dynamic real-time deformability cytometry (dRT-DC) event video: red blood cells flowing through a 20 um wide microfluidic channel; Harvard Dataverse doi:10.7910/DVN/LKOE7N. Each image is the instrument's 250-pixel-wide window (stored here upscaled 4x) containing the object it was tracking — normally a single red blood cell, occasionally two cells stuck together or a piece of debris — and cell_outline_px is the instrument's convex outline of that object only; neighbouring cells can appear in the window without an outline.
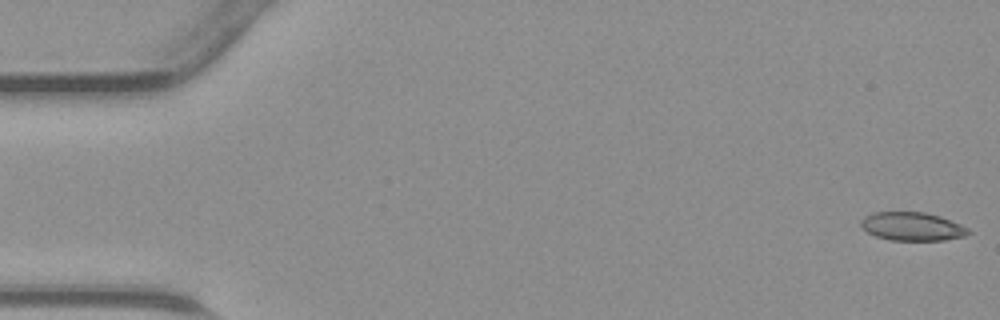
{"species": "common noctule bat (a hibernating species)", "species_latin": "Nyctalus noctula", "temperature_condition": "warm", "stored_images_in_passage": 45, "camera_frame_rate_fps": 3000, "um_per_image_px": 0.085, "animal": {"sex": "male", "body_mass_g": 23.1, "forearm_length_mm": 52.7}, "frame": {"image": 1, "passage_image": 1, "time_ms": 0.0, "image_size_px": [1000, 320], "cell_outline_px": [[972, 232], [964, 236], [944, 240], [888, 240], [876, 236], [868, 232], [860, 224], [860, 220], [864, 216], [872, 212], [924, 212], [940, 216], [960, 224], [968, 228]], "centroid_in_image_um": [77.53, 19.24], "position_along_channel_um": 7.5, "area_um2": 17.8}}
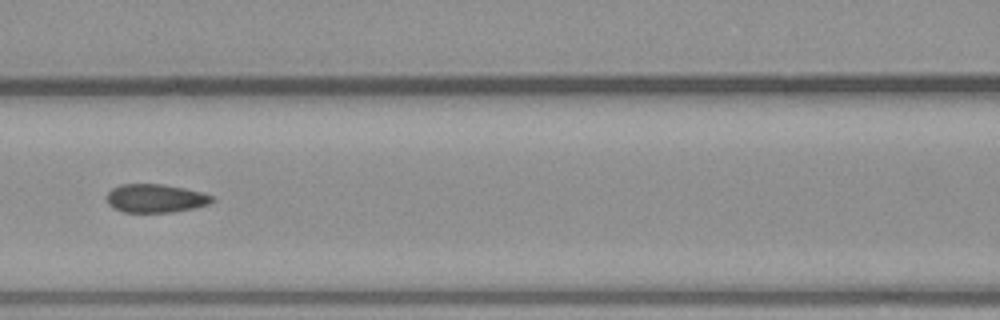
{"frame": {"image": 2, "passage_image": 20, "time_ms": 6.333, "image_size_px": [1000, 320], "cell_outline_px": [[216, 200], [208, 204], [192, 208], [172, 212], [124, 212], [112, 208], [108, 204], [108, 192], [112, 188], [120, 184], [164, 184], [204, 192], [216, 196]], "centroid_in_image_um": [13.26, 16.85], "position_along_channel_um": 153.3, "area_um2": 17.63}}
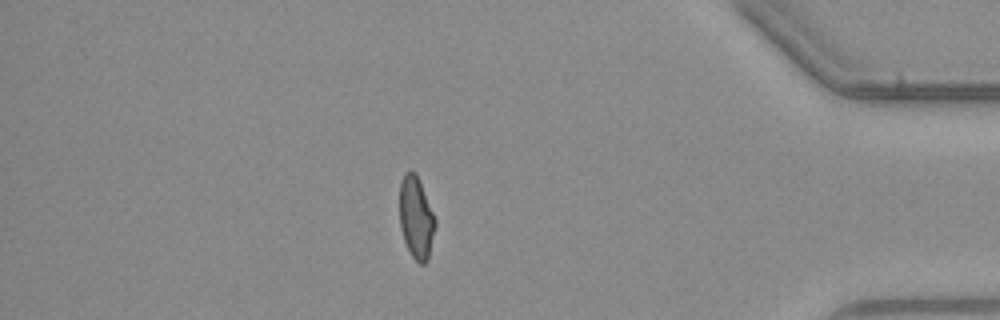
{"frame": {"image": 3, "passage_image": 39, "time_ms": 12.667, "image_size_px": [1000, 320], "cell_outline_px": [[436, 224], [428, 260], [424, 264], [420, 264], [412, 256], [404, 240], [400, 228], [400, 180], [404, 172], [416, 172], [436, 220]], "centroid_in_image_um": [35.37, 18.5], "position_along_channel_um": 399.8, "area_um2": 16.99}}